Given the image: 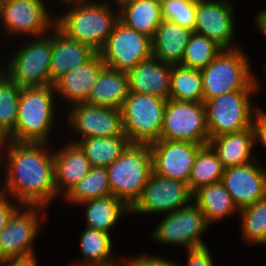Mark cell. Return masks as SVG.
I'll return each instance as SVG.
<instances>
[{
    "label": "cell",
    "instance_id": "21",
    "mask_svg": "<svg viewBox=\"0 0 266 266\" xmlns=\"http://www.w3.org/2000/svg\"><path fill=\"white\" fill-rule=\"evenodd\" d=\"M52 30L50 85L70 70L87 62L96 53L87 44L67 37L56 26Z\"/></svg>",
    "mask_w": 266,
    "mask_h": 266
},
{
    "label": "cell",
    "instance_id": "26",
    "mask_svg": "<svg viewBox=\"0 0 266 266\" xmlns=\"http://www.w3.org/2000/svg\"><path fill=\"white\" fill-rule=\"evenodd\" d=\"M117 6L120 22L151 39L154 37L163 20L158 0H125Z\"/></svg>",
    "mask_w": 266,
    "mask_h": 266
},
{
    "label": "cell",
    "instance_id": "38",
    "mask_svg": "<svg viewBox=\"0 0 266 266\" xmlns=\"http://www.w3.org/2000/svg\"><path fill=\"white\" fill-rule=\"evenodd\" d=\"M170 257L159 256L158 254L125 256L126 266H180V262Z\"/></svg>",
    "mask_w": 266,
    "mask_h": 266
},
{
    "label": "cell",
    "instance_id": "18",
    "mask_svg": "<svg viewBox=\"0 0 266 266\" xmlns=\"http://www.w3.org/2000/svg\"><path fill=\"white\" fill-rule=\"evenodd\" d=\"M259 158L245 165L224 169L221 182L241 210L266 196V169Z\"/></svg>",
    "mask_w": 266,
    "mask_h": 266
},
{
    "label": "cell",
    "instance_id": "3",
    "mask_svg": "<svg viewBox=\"0 0 266 266\" xmlns=\"http://www.w3.org/2000/svg\"><path fill=\"white\" fill-rule=\"evenodd\" d=\"M57 95L53 85L21 87L18 117L11 141L49 143L57 117ZM56 115V116H55ZM50 140V141H49Z\"/></svg>",
    "mask_w": 266,
    "mask_h": 266
},
{
    "label": "cell",
    "instance_id": "47",
    "mask_svg": "<svg viewBox=\"0 0 266 266\" xmlns=\"http://www.w3.org/2000/svg\"><path fill=\"white\" fill-rule=\"evenodd\" d=\"M106 1H108V0H106ZM123 1H125V0H112V1L109 0L108 2H110L112 4L115 2V4L118 5L119 3L123 2Z\"/></svg>",
    "mask_w": 266,
    "mask_h": 266
},
{
    "label": "cell",
    "instance_id": "34",
    "mask_svg": "<svg viewBox=\"0 0 266 266\" xmlns=\"http://www.w3.org/2000/svg\"><path fill=\"white\" fill-rule=\"evenodd\" d=\"M224 167L214 151L208 146H203L197 153L193 163L188 187L193 193L198 188L221 181Z\"/></svg>",
    "mask_w": 266,
    "mask_h": 266
},
{
    "label": "cell",
    "instance_id": "14",
    "mask_svg": "<svg viewBox=\"0 0 266 266\" xmlns=\"http://www.w3.org/2000/svg\"><path fill=\"white\" fill-rule=\"evenodd\" d=\"M65 126L78 139H71L77 143L89 137H113L124 135L121 110L113 107L77 103L69 107L64 113Z\"/></svg>",
    "mask_w": 266,
    "mask_h": 266
},
{
    "label": "cell",
    "instance_id": "17",
    "mask_svg": "<svg viewBox=\"0 0 266 266\" xmlns=\"http://www.w3.org/2000/svg\"><path fill=\"white\" fill-rule=\"evenodd\" d=\"M188 141L159 139L150 144L153 173L188 183L198 151L203 147Z\"/></svg>",
    "mask_w": 266,
    "mask_h": 266
},
{
    "label": "cell",
    "instance_id": "27",
    "mask_svg": "<svg viewBox=\"0 0 266 266\" xmlns=\"http://www.w3.org/2000/svg\"><path fill=\"white\" fill-rule=\"evenodd\" d=\"M128 93L127 73L104 66L85 103L120 109Z\"/></svg>",
    "mask_w": 266,
    "mask_h": 266
},
{
    "label": "cell",
    "instance_id": "9",
    "mask_svg": "<svg viewBox=\"0 0 266 266\" xmlns=\"http://www.w3.org/2000/svg\"><path fill=\"white\" fill-rule=\"evenodd\" d=\"M44 0H1L0 29L3 34L16 38L39 37L55 27L56 14ZM49 6V7H48Z\"/></svg>",
    "mask_w": 266,
    "mask_h": 266
},
{
    "label": "cell",
    "instance_id": "46",
    "mask_svg": "<svg viewBox=\"0 0 266 266\" xmlns=\"http://www.w3.org/2000/svg\"><path fill=\"white\" fill-rule=\"evenodd\" d=\"M0 198L4 195V192H3V185H2V177L0 178Z\"/></svg>",
    "mask_w": 266,
    "mask_h": 266
},
{
    "label": "cell",
    "instance_id": "36",
    "mask_svg": "<svg viewBox=\"0 0 266 266\" xmlns=\"http://www.w3.org/2000/svg\"><path fill=\"white\" fill-rule=\"evenodd\" d=\"M21 87L0 70V126L10 135L16 126Z\"/></svg>",
    "mask_w": 266,
    "mask_h": 266
},
{
    "label": "cell",
    "instance_id": "23",
    "mask_svg": "<svg viewBox=\"0 0 266 266\" xmlns=\"http://www.w3.org/2000/svg\"><path fill=\"white\" fill-rule=\"evenodd\" d=\"M207 145L217 155L224 168L245 165L258 158L253 154L256 145L252 127L209 139Z\"/></svg>",
    "mask_w": 266,
    "mask_h": 266
},
{
    "label": "cell",
    "instance_id": "45",
    "mask_svg": "<svg viewBox=\"0 0 266 266\" xmlns=\"http://www.w3.org/2000/svg\"><path fill=\"white\" fill-rule=\"evenodd\" d=\"M45 1V0H44ZM55 1V0H54ZM76 1H79V0H56V2H58L59 4L61 3L62 4V6L63 5H67V4H71V3H73V2H76Z\"/></svg>",
    "mask_w": 266,
    "mask_h": 266
},
{
    "label": "cell",
    "instance_id": "39",
    "mask_svg": "<svg viewBox=\"0 0 266 266\" xmlns=\"http://www.w3.org/2000/svg\"><path fill=\"white\" fill-rule=\"evenodd\" d=\"M186 252L187 265L181 264L180 266H215L213 256L208 246L188 249Z\"/></svg>",
    "mask_w": 266,
    "mask_h": 266
},
{
    "label": "cell",
    "instance_id": "22",
    "mask_svg": "<svg viewBox=\"0 0 266 266\" xmlns=\"http://www.w3.org/2000/svg\"><path fill=\"white\" fill-rule=\"evenodd\" d=\"M171 71L172 65L151 56L127 72L129 91L168 99Z\"/></svg>",
    "mask_w": 266,
    "mask_h": 266
},
{
    "label": "cell",
    "instance_id": "11",
    "mask_svg": "<svg viewBox=\"0 0 266 266\" xmlns=\"http://www.w3.org/2000/svg\"><path fill=\"white\" fill-rule=\"evenodd\" d=\"M46 210L39 205H20L13 212L0 231V262L36 253L34 242L43 228Z\"/></svg>",
    "mask_w": 266,
    "mask_h": 266
},
{
    "label": "cell",
    "instance_id": "20",
    "mask_svg": "<svg viewBox=\"0 0 266 266\" xmlns=\"http://www.w3.org/2000/svg\"><path fill=\"white\" fill-rule=\"evenodd\" d=\"M104 66L101 55L96 52L87 62L61 76L53 84L57 100L62 98L70 106L85 103Z\"/></svg>",
    "mask_w": 266,
    "mask_h": 266
},
{
    "label": "cell",
    "instance_id": "25",
    "mask_svg": "<svg viewBox=\"0 0 266 266\" xmlns=\"http://www.w3.org/2000/svg\"><path fill=\"white\" fill-rule=\"evenodd\" d=\"M112 235L89 227H85L80 238L79 247L81 259L70 266H122L125 264L123 258H117L112 254ZM116 256V257H115Z\"/></svg>",
    "mask_w": 266,
    "mask_h": 266
},
{
    "label": "cell",
    "instance_id": "4",
    "mask_svg": "<svg viewBox=\"0 0 266 266\" xmlns=\"http://www.w3.org/2000/svg\"><path fill=\"white\" fill-rule=\"evenodd\" d=\"M243 49H222L200 70L203 102L236 90H261L260 81L251 69L249 55Z\"/></svg>",
    "mask_w": 266,
    "mask_h": 266
},
{
    "label": "cell",
    "instance_id": "44",
    "mask_svg": "<svg viewBox=\"0 0 266 266\" xmlns=\"http://www.w3.org/2000/svg\"><path fill=\"white\" fill-rule=\"evenodd\" d=\"M10 141L9 135L0 126V152L8 145Z\"/></svg>",
    "mask_w": 266,
    "mask_h": 266
},
{
    "label": "cell",
    "instance_id": "6",
    "mask_svg": "<svg viewBox=\"0 0 266 266\" xmlns=\"http://www.w3.org/2000/svg\"><path fill=\"white\" fill-rule=\"evenodd\" d=\"M28 41H27V40ZM22 39L2 70L20 87H43L50 85L52 56V30L43 36ZM22 42V43H21Z\"/></svg>",
    "mask_w": 266,
    "mask_h": 266
},
{
    "label": "cell",
    "instance_id": "24",
    "mask_svg": "<svg viewBox=\"0 0 266 266\" xmlns=\"http://www.w3.org/2000/svg\"><path fill=\"white\" fill-rule=\"evenodd\" d=\"M192 33V30L163 19L151 39L152 56L165 64L180 65Z\"/></svg>",
    "mask_w": 266,
    "mask_h": 266
},
{
    "label": "cell",
    "instance_id": "19",
    "mask_svg": "<svg viewBox=\"0 0 266 266\" xmlns=\"http://www.w3.org/2000/svg\"><path fill=\"white\" fill-rule=\"evenodd\" d=\"M53 148L52 143L56 193L61 199L89 173L92 166L77 143L67 141L64 146H58L59 149Z\"/></svg>",
    "mask_w": 266,
    "mask_h": 266
},
{
    "label": "cell",
    "instance_id": "41",
    "mask_svg": "<svg viewBox=\"0 0 266 266\" xmlns=\"http://www.w3.org/2000/svg\"><path fill=\"white\" fill-rule=\"evenodd\" d=\"M20 206L12 197L3 195L0 198V231L7 225L13 212Z\"/></svg>",
    "mask_w": 266,
    "mask_h": 266
},
{
    "label": "cell",
    "instance_id": "48",
    "mask_svg": "<svg viewBox=\"0 0 266 266\" xmlns=\"http://www.w3.org/2000/svg\"><path fill=\"white\" fill-rule=\"evenodd\" d=\"M159 3L162 5L164 3L170 2V1H174V0H158Z\"/></svg>",
    "mask_w": 266,
    "mask_h": 266
},
{
    "label": "cell",
    "instance_id": "10",
    "mask_svg": "<svg viewBox=\"0 0 266 266\" xmlns=\"http://www.w3.org/2000/svg\"><path fill=\"white\" fill-rule=\"evenodd\" d=\"M160 222V223H159ZM152 229V240L165 245L193 249L207 246L203 235L210 225L201 209L192 201L177 211L165 214Z\"/></svg>",
    "mask_w": 266,
    "mask_h": 266
},
{
    "label": "cell",
    "instance_id": "2",
    "mask_svg": "<svg viewBox=\"0 0 266 266\" xmlns=\"http://www.w3.org/2000/svg\"><path fill=\"white\" fill-rule=\"evenodd\" d=\"M113 5L106 0H79L67 4L65 12L60 10L56 14L55 26L67 37L99 52L119 21L118 6Z\"/></svg>",
    "mask_w": 266,
    "mask_h": 266
},
{
    "label": "cell",
    "instance_id": "37",
    "mask_svg": "<svg viewBox=\"0 0 266 266\" xmlns=\"http://www.w3.org/2000/svg\"><path fill=\"white\" fill-rule=\"evenodd\" d=\"M197 0H174L161 5L163 19L170 20L189 30L195 29Z\"/></svg>",
    "mask_w": 266,
    "mask_h": 266
},
{
    "label": "cell",
    "instance_id": "31",
    "mask_svg": "<svg viewBox=\"0 0 266 266\" xmlns=\"http://www.w3.org/2000/svg\"><path fill=\"white\" fill-rule=\"evenodd\" d=\"M168 99L203 102V85L200 70L181 65H172Z\"/></svg>",
    "mask_w": 266,
    "mask_h": 266
},
{
    "label": "cell",
    "instance_id": "35",
    "mask_svg": "<svg viewBox=\"0 0 266 266\" xmlns=\"http://www.w3.org/2000/svg\"><path fill=\"white\" fill-rule=\"evenodd\" d=\"M222 48L206 36L195 32L185 47L181 66L192 69H203L220 53Z\"/></svg>",
    "mask_w": 266,
    "mask_h": 266
},
{
    "label": "cell",
    "instance_id": "12",
    "mask_svg": "<svg viewBox=\"0 0 266 266\" xmlns=\"http://www.w3.org/2000/svg\"><path fill=\"white\" fill-rule=\"evenodd\" d=\"M160 139L206 146L209 133L204 102L167 99Z\"/></svg>",
    "mask_w": 266,
    "mask_h": 266
},
{
    "label": "cell",
    "instance_id": "7",
    "mask_svg": "<svg viewBox=\"0 0 266 266\" xmlns=\"http://www.w3.org/2000/svg\"><path fill=\"white\" fill-rule=\"evenodd\" d=\"M260 91L236 90L205 101L209 139L251 128L260 108L251 98Z\"/></svg>",
    "mask_w": 266,
    "mask_h": 266
},
{
    "label": "cell",
    "instance_id": "43",
    "mask_svg": "<svg viewBox=\"0 0 266 266\" xmlns=\"http://www.w3.org/2000/svg\"><path fill=\"white\" fill-rule=\"evenodd\" d=\"M253 19L255 29L257 28L259 31L258 33L262 34L263 37L266 38V9L258 10Z\"/></svg>",
    "mask_w": 266,
    "mask_h": 266
},
{
    "label": "cell",
    "instance_id": "49",
    "mask_svg": "<svg viewBox=\"0 0 266 266\" xmlns=\"http://www.w3.org/2000/svg\"><path fill=\"white\" fill-rule=\"evenodd\" d=\"M262 71H263V74L266 75V64L265 66H263Z\"/></svg>",
    "mask_w": 266,
    "mask_h": 266
},
{
    "label": "cell",
    "instance_id": "16",
    "mask_svg": "<svg viewBox=\"0 0 266 266\" xmlns=\"http://www.w3.org/2000/svg\"><path fill=\"white\" fill-rule=\"evenodd\" d=\"M232 0H197L195 29L193 32L206 36L222 49L242 47L235 43L236 8ZM235 9V10H234ZM237 44V45H236ZM240 45V46H239Z\"/></svg>",
    "mask_w": 266,
    "mask_h": 266
},
{
    "label": "cell",
    "instance_id": "33",
    "mask_svg": "<svg viewBox=\"0 0 266 266\" xmlns=\"http://www.w3.org/2000/svg\"><path fill=\"white\" fill-rule=\"evenodd\" d=\"M111 195L106 167H91L89 173L62 198L63 203L78 205L87 200Z\"/></svg>",
    "mask_w": 266,
    "mask_h": 266
},
{
    "label": "cell",
    "instance_id": "8",
    "mask_svg": "<svg viewBox=\"0 0 266 266\" xmlns=\"http://www.w3.org/2000/svg\"><path fill=\"white\" fill-rule=\"evenodd\" d=\"M166 103L162 97L129 91L120 110L130 143L152 144L160 139Z\"/></svg>",
    "mask_w": 266,
    "mask_h": 266
},
{
    "label": "cell",
    "instance_id": "5",
    "mask_svg": "<svg viewBox=\"0 0 266 266\" xmlns=\"http://www.w3.org/2000/svg\"><path fill=\"white\" fill-rule=\"evenodd\" d=\"M107 171L111 195L131 209L153 172L150 144L130 143Z\"/></svg>",
    "mask_w": 266,
    "mask_h": 266
},
{
    "label": "cell",
    "instance_id": "32",
    "mask_svg": "<svg viewBox=\"0 0 266 266\" xmlns=\"http://www.w3.org/2000/svg\"><path fill=\"white\" fill-rule=\"evenodd\" d=\"M241 241L249 246L266 243V196L252 205L239 210Z\"/></svg>",
    "mask_w": 266,
    "mask_h": 266
},
{
    "label": "cell",
    "instance_id": "42",
    "mask_svg": "<svg viewBox=\"0 0 266 266\" xmlns=\"http://www.w3.org/2000/svg\"><path fill=\"white\" fill-rule=\"evenodd\" d=\"M37 258V255L34 253L28 256H22L2 261L0 262V266H37Z\"/></svg>",
    "mask_w": 266,
    "mask_h": 266
},
{
    "label": "cell",
    "instance_id": "13",
    "mask_svg": "<svg viewBox=\"0 0 266 266\" xmlns=\"http://www.w3.org/2000/svg\"><path fill=\"white\" fill-rule=\"evenodd\" d=\"M99 54L105 66L127 73L152 56V40L118 21Z\"/></svg>",
    "mask_w": 266,
    "mask_h": 266
},
{
    "label": "cell",
    "instance_id": "40",
    "mask_svg": "<svg viewBox=\"0 0 266 266\" xmlns=\"http://www.w3.org/2000/svg\"><path fill=\"white\" fill-rule=\"evenodd\" d=\"M252 128L254 132V143L256 145L259 143L266 149V111L261 107L255 113Z\"/></svg>",
    "mask_w": 266,
    "mask_h": 266
},
{
    "label": "cell",
    "instance_id": "1",
    "mask_svg": "<svg viewBox=\"0 0 266 266\" xmlns=\"http://www.w3.org/2000/svg\"><path fill=\"white\" fill-rule=\"evenodd\" d=\"M52 144L10 141L0 152L5 195L20 205L50 208L56 193ZM3 170V171H2ZM56 199V200H55Z\"/></svg>",
    "mask_w": 266,
    "mask_h": 266
},
{
    "label": "cell",
    "instance_id": "28",
    "mask_svg": "<svg viewBox=\"0 0 266 266\" xmlns=\"http://www.w3.org/2000/svg\"><path fill=\"white\" fill-rule=\"evenodd\" d=\"M192 201L201 209L210 226L239 213L231 195L221 181L195 190Z\"/></svg>",
    "mask_w": 266,
    "mask_h": 266
},
{
    "label": "cell",
    "instance_id": "30",
    "mask_svg": "<svg viewBox=\"0 0 266 266\" xmlns=\"http://www.w3.org/2000/svg\"><path fill=\"white\" fill-rule=\"evenodd\" d=\"M92 167H108L118 159L130 144L128 137L118 135L113 137H89L77 142Z\"/></svg>",
    "mask_w": 266,
    "mask_h": 266
},
{
    "label": "cell",
    "instance_id": "15",
    "mask_svg": "<svg viewBox=\"0 0 266 266\" xmlns=\"http://www.w3.org/2000/svg\"><path fill=\"white\" fill-rule=\"evenodd\" d=\"M193 193L184 183L151 173L141 197L131 208L134 215L168 214L189 205Z\"/></svg>",
    "mask_w": 266,
    "mask_h": 266
},
{
    "label": "cell",
    "instance_id": "29",
    "mask_svg": "<svg viewBox=\"0 0 266 266\" xmlns=\"http://www.w3.org/2000/svg\"><path fill=\"white\" fill-rule=\"evenodd\" d=\"M85 227L111 234L119 219L131 214V209L113 195L84 201Z\"/></svg>",
    "mask_w": 266,
    "mask_h": 266
}]
</instances>
